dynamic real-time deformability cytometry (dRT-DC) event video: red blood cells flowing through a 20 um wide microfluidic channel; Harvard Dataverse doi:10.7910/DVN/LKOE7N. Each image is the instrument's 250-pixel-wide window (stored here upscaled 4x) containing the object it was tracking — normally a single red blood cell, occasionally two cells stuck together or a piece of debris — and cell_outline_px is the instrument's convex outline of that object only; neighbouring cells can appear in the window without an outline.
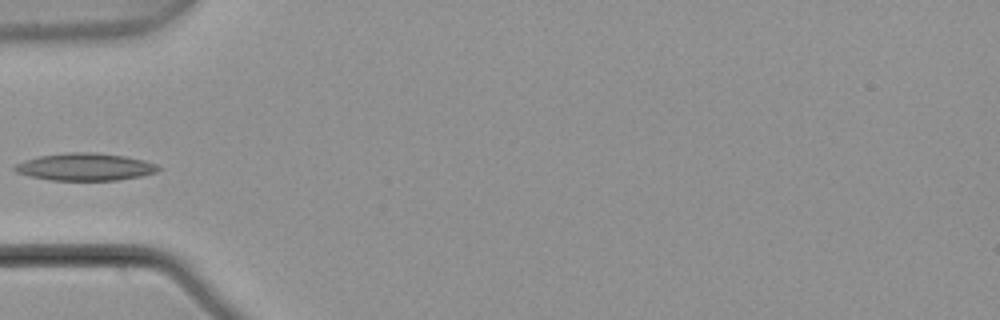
{"species": "common noctule bat (a hibernating species)", "species_latin": "Nyctalus noctula", "temperature_condition": "warm", "stored_images_in_passage": 4, "camera_frame_rate_fps": 3000, "um_per_image_px": 0.085, "animal": {"sex": "male", "body_mass_g": 21.5, "forearm_length_mm": 52.0}, "frame": {"image": 1, "passage_image": 4, "time_ms": 1.0, "image_size_px": [1000, 320], "cell_outline_px": [[160, 168], [156, 172], [140, 176], [120, 180], [52, 180], [28, 176], [16, 172], [12, 168], [16, 164], [24, 160], [40, 156], [64, 152], [96, 152], [124, 156], [144, 160], [156, 164]], "centroid_in_image_um": [7.21, 14.18], "position_along_channel_um": 77.8, "area_um2": 22.95}}